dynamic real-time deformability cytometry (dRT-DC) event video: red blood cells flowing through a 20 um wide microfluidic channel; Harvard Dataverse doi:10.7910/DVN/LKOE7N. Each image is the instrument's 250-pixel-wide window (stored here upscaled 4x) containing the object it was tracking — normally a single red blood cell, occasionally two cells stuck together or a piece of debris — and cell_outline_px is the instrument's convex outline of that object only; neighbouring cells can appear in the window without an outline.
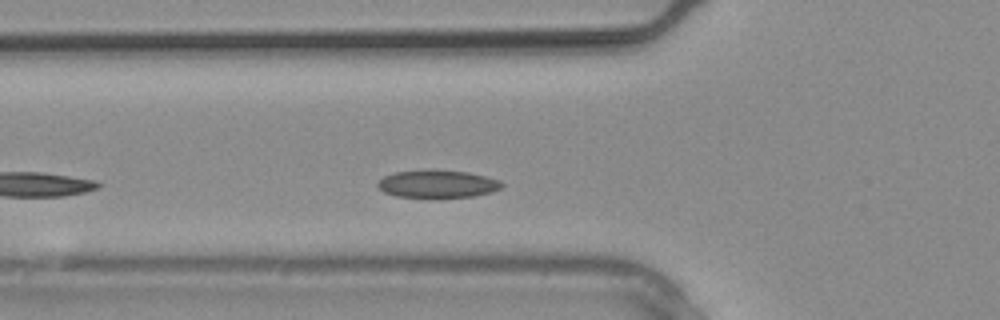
{"species": "common noctule bat (a hibernating species)", "species_latin": "Nyctalus noctula", "temperature_condition": "warm", "stored_images_in_passage": 15, "camera_frame_rate_fps": 3000, "um_per_image_px": 0.085, "animal": {"sex": "male", "body_mass_g": 20.4}, "frame": {"image": 1, "passage_image": 5, "time_ms": 1.333, "image_size_px": [1000, 320], "cell_outline_px": [[504, 184], [500, 188], [488, 192], [472, 196], [428, 200], [396, 196], [384, 192], [376, 184], [384, 176], [392, 172], [468, 172], [500, 180]], "centroid_in_image_um": [37.15, 15.71], "position_along_channel_um": 88.6, "area_um2": 19.83}}